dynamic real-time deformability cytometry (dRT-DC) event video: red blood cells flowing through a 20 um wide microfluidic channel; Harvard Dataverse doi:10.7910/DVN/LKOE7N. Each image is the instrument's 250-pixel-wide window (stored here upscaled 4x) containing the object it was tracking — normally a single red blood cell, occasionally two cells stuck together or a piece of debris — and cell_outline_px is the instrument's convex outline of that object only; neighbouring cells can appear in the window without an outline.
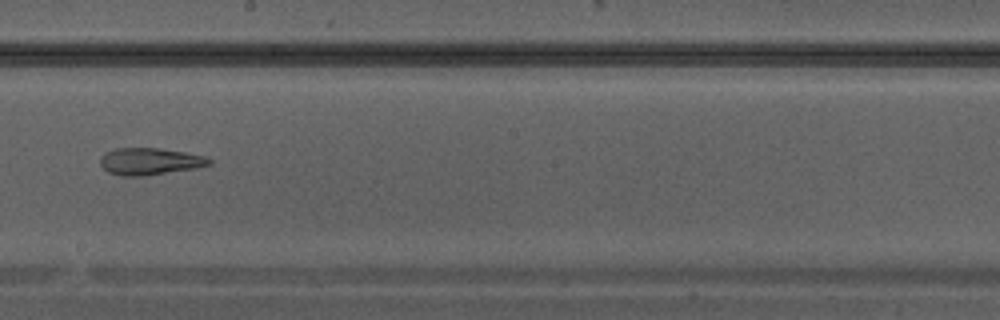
{"species": "Egyptian fruit bat (a non-hibernating species)", "species_latin": "Rousettus aegyptiacus", "temperature_condition": "warm", "stored_images_in_passage": 37, "camera_frame_rate_fps": 3000, "um_per_image_px": 0.085, "animal": {"sex": "male"}, "frame": {"image": 1, "passage_image": 22, "time_ms": 7.0, "image_size_px": [1000, 320], "cell_outline_px": [[212, 164], [196, 168], [144, 176], [120, 176], [108, 172], [100, 164], [100, 156], [104, 152], [116, 148], [156, 148], [184, 152], [204, 156], [212, 160]], "centroid_in_image_um": [12.7, 13.72], "position_along_channel_um": 235.5, "area_um2": 17.17}}